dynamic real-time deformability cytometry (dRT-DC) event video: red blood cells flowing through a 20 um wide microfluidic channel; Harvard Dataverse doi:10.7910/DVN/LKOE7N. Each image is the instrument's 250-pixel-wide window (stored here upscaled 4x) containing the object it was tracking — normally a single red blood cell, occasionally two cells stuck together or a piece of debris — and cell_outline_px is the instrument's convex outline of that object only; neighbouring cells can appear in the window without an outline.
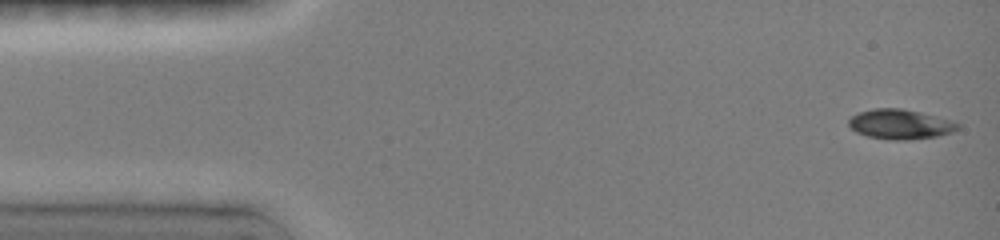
{"species": "common noctule bat (a hibernating species)", "species_latin": "Nyctalus noctula", "temperature_condition": "room temperature", "stored_images_in_passage": 14, "camera_frame_rate_fps": 3000, "um_per_image_px": 0.085, "animal": {"sex": "female", "body_mass_g": 19.0, "forearm_length_mm": 51.5}, "frame": {"image": 1, "passage_image": 1, "time_ms": 0.0, "image_size_px": [1000, 240], "cell_outline_px": [[960, 128], [952, 132], [936, 136], [908, 140], [892, 140], [868, 136], [856, 132], [848, 124], [848, 120], [852, 116], [860, 112], [872, 108], [900, 108], [920, 112], [952, 120], [960, 124]], "centroid_in_image_um": [76.53, 10.56], "position_along_channel_um": 8.5, "area_um2": 18.9}}
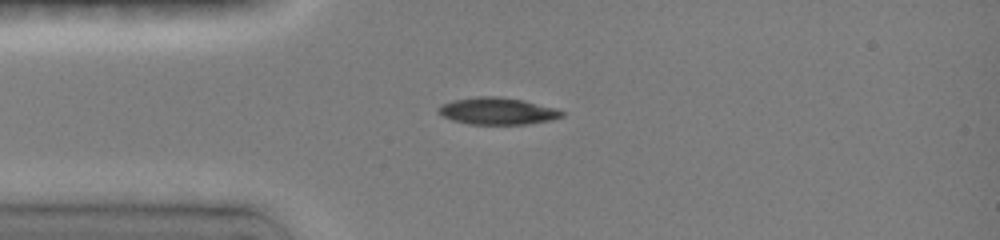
{"frame": {"image": 2, "passage_image": 9, "time_ms": 3.333, "image_size_px": [1000, 240], "cell_outline_px": [[564, 116], [552, 120], [528, 124], [468, 124], [452, 120], [436, 112], [436, 108], [440, 104], [452, 100], [476, 96], [496, 96], [524, 100], [556, 108], [564, 112]], "centroid_in_image_um": [42.26, 9.43], "position_along_channel_um": 42.7, "area_um2": 19.65}}